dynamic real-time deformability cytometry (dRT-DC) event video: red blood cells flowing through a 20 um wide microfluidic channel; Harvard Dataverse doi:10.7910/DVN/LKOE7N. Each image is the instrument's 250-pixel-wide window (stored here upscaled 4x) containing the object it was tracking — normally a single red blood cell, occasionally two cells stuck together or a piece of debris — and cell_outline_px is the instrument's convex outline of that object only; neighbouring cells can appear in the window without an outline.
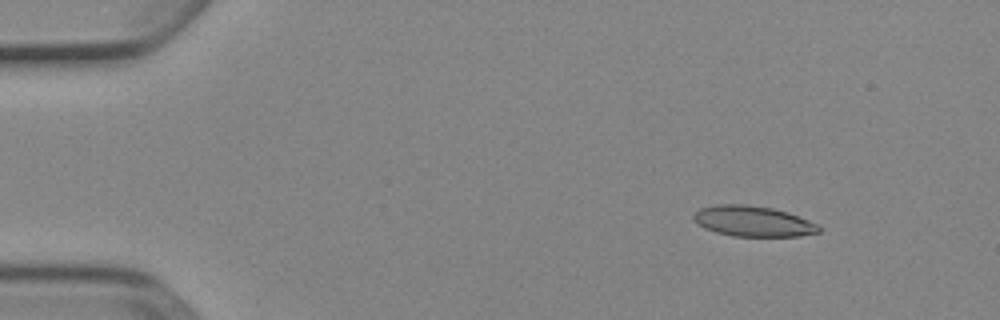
{"species": "Egyptian fruit bat (a non-hibernating species)", "species_latin": "Rousettus aegyptiacus", "temperature_condition": "cold", "stored_images_in_passage": 5, "camera_frame_rate_fps": 3000, "um_per_image_px": 0.085, "animal": {"sex": "female"}, "frame": {"image": 1, "passage_image": 2, "time_ms": 0.333, "image_size_px": [1000, 320], "cell_outline_px": [[820, 232], [800, 236], [732, 236], [716, 232], [704, 228], [692, 216], [700, 208], [716, 204], [748, 204], [772, 208], [788, 212], [808, 220], [816, 224], [820, 228]], "centroid_in_image_um": [64.01, 18.8], "position_along_channel_um": 21.0, "area_um2": 22.2}}
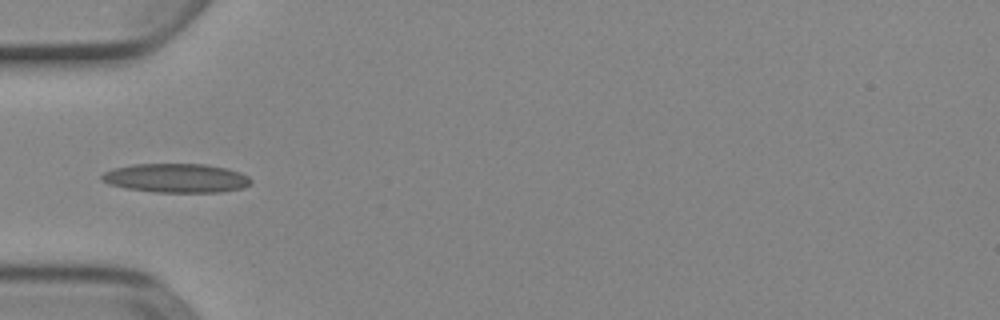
{"frame": {"image": 2, "passage_image": 5, "time_ms": 1.333, "image_size_px": [1000, 320], "cell_outline_px": [[252, 184], [244, 188], [220, 192], [156, 192], [124, 188], [108, 184], [100, 180], [100, 176], [104, 172], [116, 168], [132, 164], [204, 164], [228, 168], [240, 172], [248, 176], [252, 180]], "centroid_in_image_um": [15.0, 15.14], "position_along_channel_um": 70.0, "area_um2": 25.43}}